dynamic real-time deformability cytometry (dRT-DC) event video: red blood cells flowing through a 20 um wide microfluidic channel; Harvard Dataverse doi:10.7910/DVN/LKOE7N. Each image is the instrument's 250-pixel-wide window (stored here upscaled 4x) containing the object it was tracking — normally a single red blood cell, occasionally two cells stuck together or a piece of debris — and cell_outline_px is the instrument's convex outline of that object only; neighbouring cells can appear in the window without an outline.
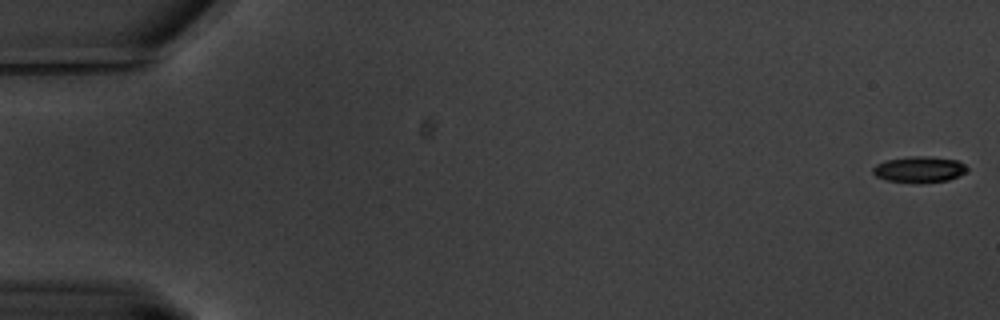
{"species": "common noctule bat (a hibernating species)", "species_latin": "Nyctalus noctula", "temperature_condition": "warm", "stored_images_in_passage": 20, "camera_frame_rate_fps": 3000, "um_per_image_px": 0.085, "animal": {"sex": "male", "body_mass_g": 20.1, "forearm_length_mm": 53.5}, "frame": {"image": 1, "passage_image": 1, "time_ms": 0.0, "image_size_px": [1000, 320], "cell_outline_px": [[968, 168], [964, 172], [948, 180], [920, 184], [916, 184], [888, 180], [876, 176], [872, 172], [872, 168], [876, 164], [888, 160], [912, 156], [928, 156], [956, 160], [964, 164]], "centroid_in_image_um": [78.11, 14.41], "position_along_channel_um": 6.9, "area_um2": 14.28}}
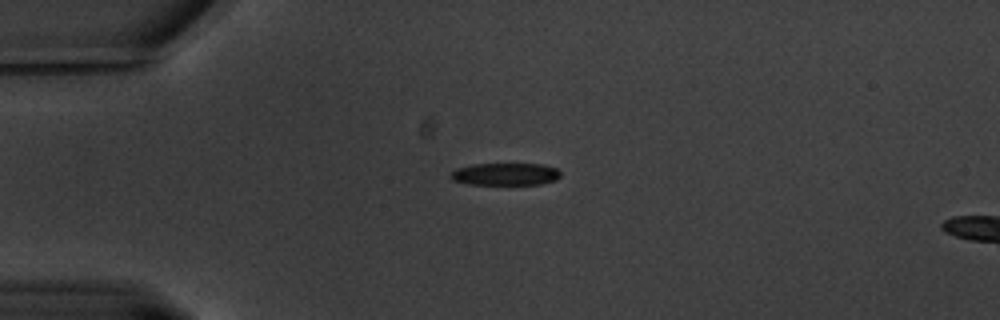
{"frame": {"image": 2, "passage_image": 16, "time_ms": 5.0, "image_size_px": [1000, 320], "cell_outline_px": [[560, 176], [556, 180], [540, 184], [468, 184], [452, 180], [448, 176], [456, 168], [472, 164], [544, 164], [556, 168], [560, 172]], "centroid_in_image_um": [42.94, 14.8], "position_along_channel_um": 42.1, "area_um2": 14.33}}